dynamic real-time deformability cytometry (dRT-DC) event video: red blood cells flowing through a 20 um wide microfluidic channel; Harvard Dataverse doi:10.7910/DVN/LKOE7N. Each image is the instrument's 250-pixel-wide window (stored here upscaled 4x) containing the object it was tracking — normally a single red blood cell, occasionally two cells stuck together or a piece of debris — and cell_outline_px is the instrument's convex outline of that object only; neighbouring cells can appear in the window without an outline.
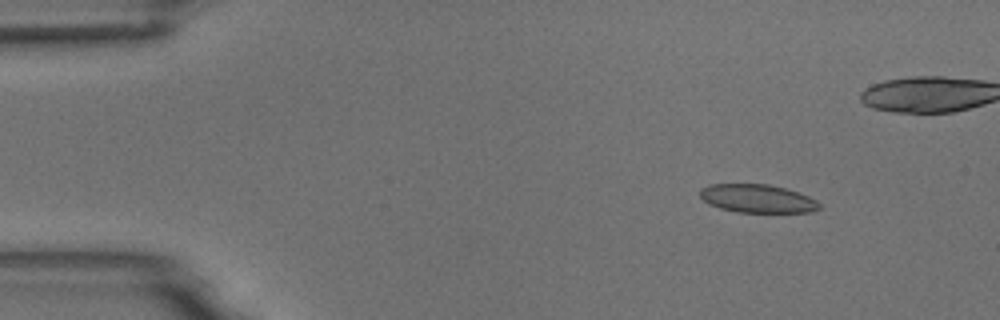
{"species": "common noctule bat (a hibernating species)", "species_latin": "Nyctalus noctula", "temperature_condition": "room temperature", "stored_images_in_passage": 16, "camera_frame_rate_fps": 3000, "um_per_image_px": 0.085, "animal": {"sex": "male", "body_mass_g": 18.8}, "frame": {"image": 1, "passage_image": 1, "time_ms": 0.0, "image_size_px": [1000, 320], "cell_outline_px": [[820, 208], [812, 212], [736, 212], [720, 208], [708, 204], [700, 196], [700, 188], [708, 184], [768, 184], [784, 188], [808, 196], [816, 200], [820, 204]], "centroid_in_image_um": [64.35, 16.88], "position_along_channel_um": 20.7, "area_um2": 19.65}}